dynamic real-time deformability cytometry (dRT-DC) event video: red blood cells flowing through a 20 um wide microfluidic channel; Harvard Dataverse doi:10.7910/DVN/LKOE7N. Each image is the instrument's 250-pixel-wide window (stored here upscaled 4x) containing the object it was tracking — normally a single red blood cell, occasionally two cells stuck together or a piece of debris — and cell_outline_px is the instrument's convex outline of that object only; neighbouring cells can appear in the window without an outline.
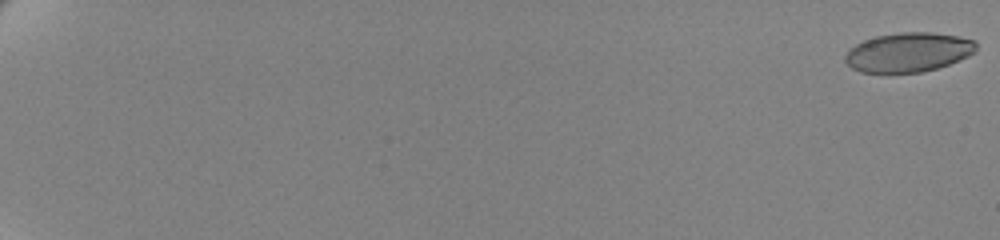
{"species": "human", "species_latin": "Homo sapiens", "temperature_condition": "cold", "stored_images_in_passage": 62, "camera_frame_rate_fps": 3000, "um_per_image_px": 0.085, "donor": {"sex": "female"}, "frame": {"image": 1, "passage_image": 1, "time_ms": 0.0, "image_size_px": [1000, 240], "cell_outline_px": [[976, 52], [960, 60], [936, 68], [920, 72], [860, 72], [852, 68], [844, 60], [844, 56], [856, 44], [864, 40], [876, 36], [900, 32], [932, 32], [960, 36], [976, 40]], "centroid_in_image_um": [77.25, 4.43], "position_along_channel_um": 7.8, "area_um2": 30.0}}
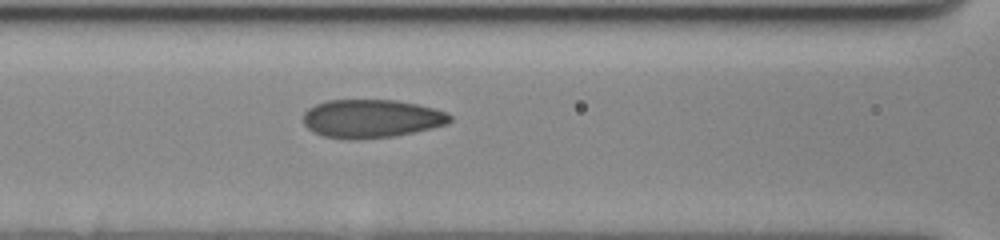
{"frame": {"image": 2, "passage_image": 32, "time_ms": 10.333, "image_size_px": [1000, 240], "cell_outline_px": [[452, 120], [448, 124], [412, 132], [392, 136], [324, 136], [308, 128], [304, 124], [304, 112], [308, 108], [316, 104], [328, 100], [396, 100], [416, 104], [448, 112], [452, 116]], "centroid_in_image_um": [31.62, 10.02], "position_along_channel_um": 135.0, "area_um2": 31.62}}
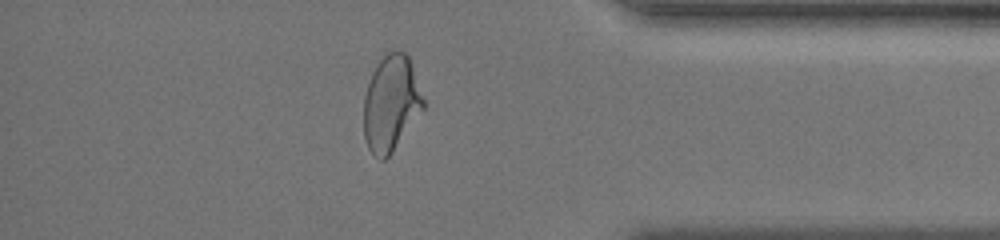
{"frame": {"image": 3, "passage_image": 56, "time_ms": 18.333, "image_size_px": [1000, 240], "cell_outline_px": [[424, 108], [392, 152], [384, 160], [380, 160], [368, 148], [364, 136], [364, 96], [372, 72], [376, 64], [388, 52], [404, 52], [408, 56], [424, 100]], "centroid_in_image_um": [33.22, 8.8], "position_along_channel_um": 402.0, "area_um2": 32.71}, "authors_computed_cell_mechanics": {"area_um2": 32.079, "velocity_mm_per_s": 3.4948, "shape_relaxation_time_tau1_ms": 6.3256, "shape_relaxation_time_tau2_ms": 1.1307, "deformation_change_tau1": 0.1737, "deformation_change_tau2": 0.069}}